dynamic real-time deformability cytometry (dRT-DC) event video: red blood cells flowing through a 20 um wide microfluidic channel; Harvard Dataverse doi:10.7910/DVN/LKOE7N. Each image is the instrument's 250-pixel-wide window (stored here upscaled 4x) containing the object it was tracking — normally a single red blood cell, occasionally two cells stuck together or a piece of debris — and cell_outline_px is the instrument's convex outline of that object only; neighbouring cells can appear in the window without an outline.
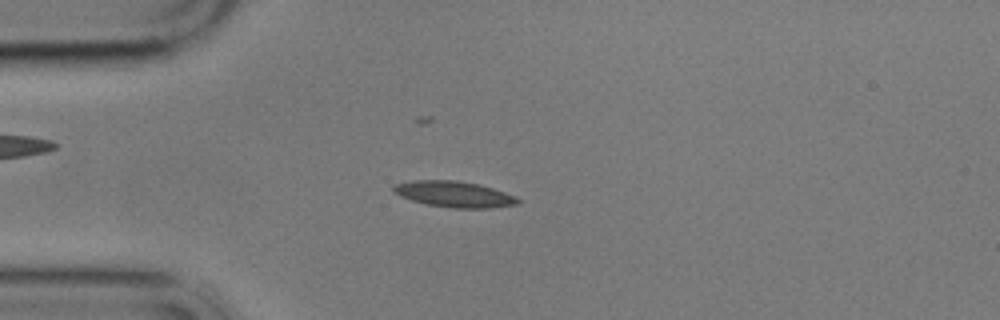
{"species": "common noctule bat (a hibernating species)", "species_latin": "Nyctalus noctula", "temperature_condition": "cold", "stored_images_in_passage": 6, "camera_frame_rate_fps": 3000, "um_per_image_px": 0.085, "animal": {"sex": "male", "body_mass_g": 17.9}, "frame": {"image": 1, "passage_image": 4, "time_ms": 3.333, "image_size_px": [1000, 320], "cell_outline_px": [[520, 204], [488, 208], [452, 208], [428, 204], [412, 200], [400, 196], [392, 192], [392, 184], [412, 180], [456, 180], [480, 184], [504, 192], [520, 200]], "centroid_in_image_um": [38.55, 16.49], "position_along_channel_um": 46.4, "area_um2": 18.84}}
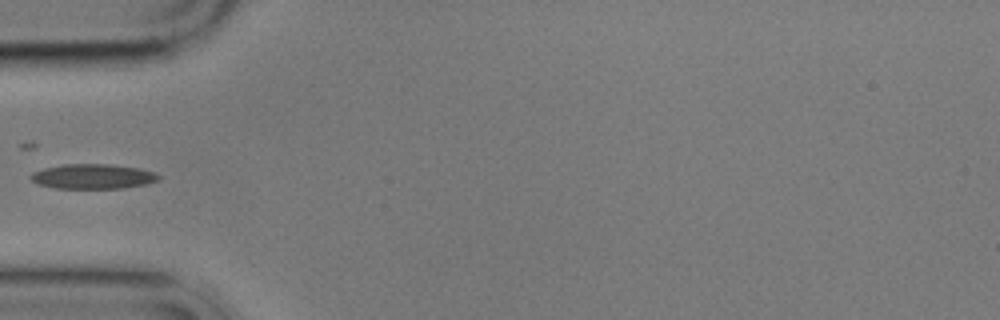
{"frame": {"image": 2, "passage_image": 5, "time_ms": 4.667, "image_size_px": [1000, 320], "cell_outline_px": [[160, 180], [148, 184], [124, 188], [56, 188], [40, 184], [32, 180], [28, 176], [32, 172], [44, 168], [64, 164], [108, 164], [140, 168], [152, 172], [160, 176]], "centroid_in_image_um": [7.91, 14.99], "position_along_channel_um": 77.1, "area_um2": 18.5}}
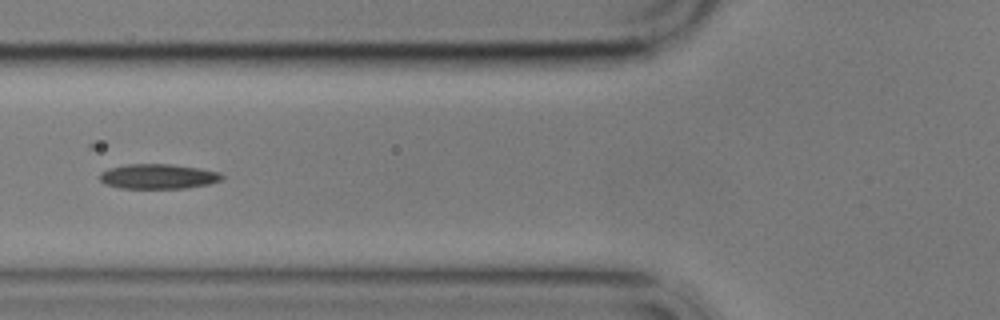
{"frame": {"image": 3, "passage_image": 6, "time_ms": 5.667, "image_size_px": [1000, 320], "cell_outline_px": [[224, 176], [220, 180], [208, 184], [188, 188], [120, 188], [104, 184], [100, 180], [100, 172], [108, 168], [128, 164], [172, 164], [200, 168], [220, 172]], "centroid_in_image_um": [13.43, 14.99], "position_along_channel_um": 112.4, "area_um2": 17.8}}